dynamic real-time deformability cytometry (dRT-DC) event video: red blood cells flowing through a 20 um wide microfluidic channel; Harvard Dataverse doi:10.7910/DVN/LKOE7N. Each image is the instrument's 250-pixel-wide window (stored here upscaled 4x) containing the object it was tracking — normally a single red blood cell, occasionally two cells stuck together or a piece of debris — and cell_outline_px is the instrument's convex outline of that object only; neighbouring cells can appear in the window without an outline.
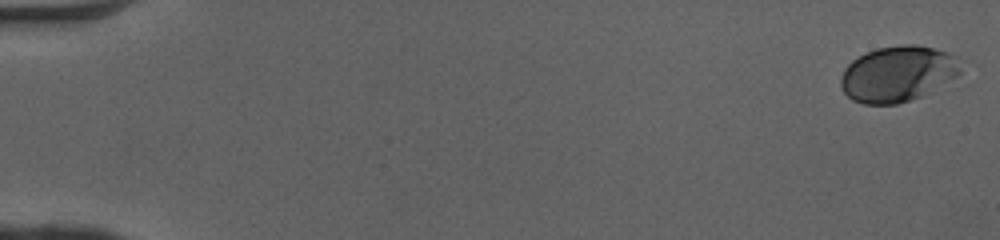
{"species": "human", "species_latin": "Homo sapiens", "temperature_condition": "cold", "stored_images_in_passage": 51, "camera_frame_rate_fps": 3000, "um_per_image_px": 0.085, "donor": {"sex": "female"}, "frame": {"image": 1, "passage_image": 1, "time_ms": 0.0, "image_size_px": [1000, 240], "cell_outline_px": [[960, 72], [956, 76], [924, 96], [896, 104], [864, 104], [852, 100], [844, 92], [840, 84], [840, 80], [844, 68], [852, 60], [876, 48], [900, 44], [916, 44], [932, 48], [960, 56]], "centroid_in_image_um": [76.32, 6.27], "position_along_channel_um": 8.7, "area_um2": 39.13}}
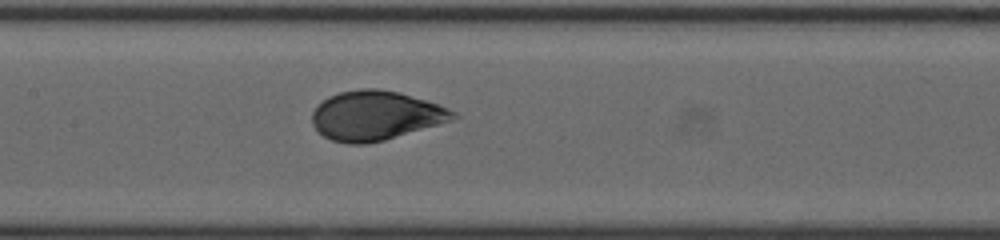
{"frame": {"image": 2, "passage_image": 26, "time_ms": 8.333, "image_size_px": [1000, 240], "cell_outline_px": [[460, 116], [452, 120], [384, 140], [364, 144], [348, 144], [332, 140], [324, 136], [312, 124], [312, 112], [328, 96], [340, 92], [360, 88], [376, 88], [400, 92], [448, 108], [456, 112]], "centroid_in_image_um": [31.92, 9.82], "position_along_channel_um": 175.5, "area_um2": 40.23}}
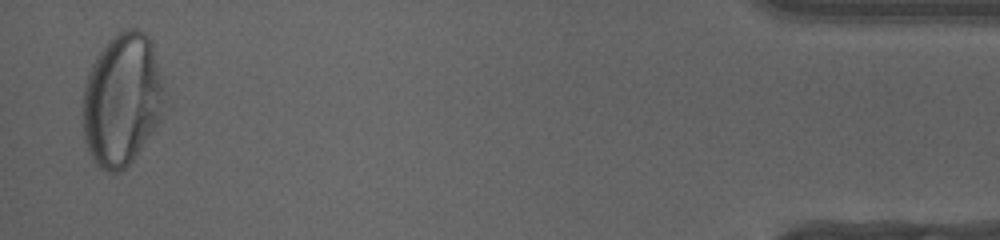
{"frame": {"image": 3, "passage_image": 50, "time_ms": 16.333, "image_size_px": [1000, 240], "cell_outline_px": [[164, 96], [160, 120], [132, 160], [120, 172], [108, 172], [100, 168], [96, 164], [88, 152], [84, 140], [84, 84], [88, 72], [96, 56], [108, 40], [116, 32], [124, 28], [136, 28], [144, 32], [148, 36], [152, 44], [164, 84]], "centroid_in_image_um": [10.37, 8.44], "position_along_channel_um": 424.8, "area_um2": 62.94}, "authors_computed_cell_mechanics": {"area_um2": 39.7086, "velocity_mm_per_s": 4.0708, "shape_relaxation_time_tau1_ms": 3.6048, "shape_relaxation_time_tau2_ms": null, "deformation_change_tau1": 0.1627, "deformation_change_tau2": null}}